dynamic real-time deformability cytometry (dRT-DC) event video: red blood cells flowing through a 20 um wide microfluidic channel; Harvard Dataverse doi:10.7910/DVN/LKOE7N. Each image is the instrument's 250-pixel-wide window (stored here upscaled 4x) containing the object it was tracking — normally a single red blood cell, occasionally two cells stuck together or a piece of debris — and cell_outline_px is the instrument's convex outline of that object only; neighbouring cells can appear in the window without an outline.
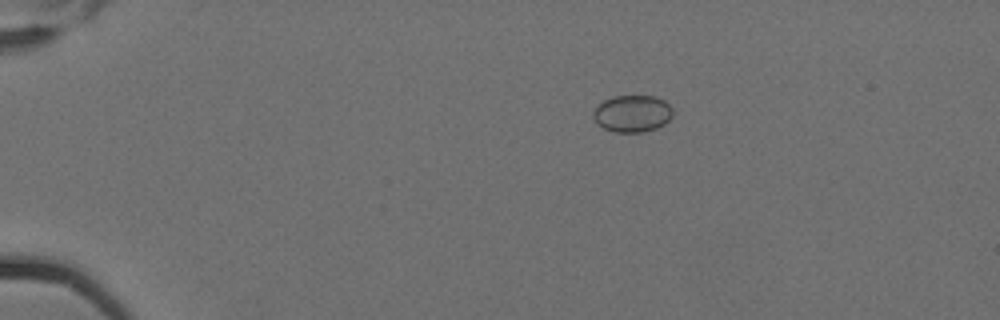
{"species": "Egyptian fruit bat (a non-hibernating species)", "species_latin": "Rousettus aegyptiacus", "temperature_condition": "cold", "stored_images_in_passage": 3, "camera_frame_rate_fps": 3000, "um_per_image_px": 0.085, "animal": {"sex": "female"}, "frame": {"image": 1, "passage_image": 2, "time_ms": 0.333, "image_size_px": [1000, 320], "cell_outline_px": [[672, 116], [664, 124], [656, 128], [644, 132], [616, 132], [604, 128], [592, 116], [592, 112], [604, 100], [612, 96], [656, 96], [664, 100], [672, 108]], "centroid_in_image_um": [53.77, 9.65], "position_along_channel_um": 31.2, "area_um2": 16.99}}